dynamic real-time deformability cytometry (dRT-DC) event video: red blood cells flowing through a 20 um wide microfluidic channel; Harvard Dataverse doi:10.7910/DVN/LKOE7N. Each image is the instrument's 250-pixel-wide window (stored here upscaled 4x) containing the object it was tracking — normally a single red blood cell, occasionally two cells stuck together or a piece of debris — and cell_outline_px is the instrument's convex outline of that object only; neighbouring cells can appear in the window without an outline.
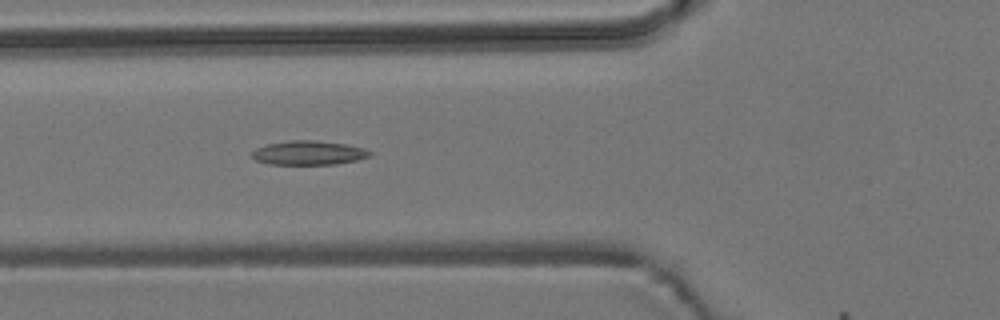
{"species": "common noctule bat (a hibernating species)", "species_latin": "Nyctalus noctula", "temperature_condition": "room temperature", "stored_images_in_passage": 17, "camera_frame_rate_fps": 3000, "um_per_image_px": 0.085, "animal": {"sex": "male", "body_mass_g": 19.2, "forearm_length_mm": 51.8}, "frame": {"image": 1, "passage_image": 16, "time_ms": 5.0, "image_size_px": [1000, 320], "cell_outline_px": [[372, 156], [356, 160], [336, 164], [268, 164], [256, 160], [252, 156], [252, 152], [256, 148], [268, 144], [288, 140], [316, 140], [344, 144], [364, 148], [372, 152]], "centroid_in_image_um": [26.24, 12.99], "position_along_channel_um": 99.6, "area_um2": 16.53}}